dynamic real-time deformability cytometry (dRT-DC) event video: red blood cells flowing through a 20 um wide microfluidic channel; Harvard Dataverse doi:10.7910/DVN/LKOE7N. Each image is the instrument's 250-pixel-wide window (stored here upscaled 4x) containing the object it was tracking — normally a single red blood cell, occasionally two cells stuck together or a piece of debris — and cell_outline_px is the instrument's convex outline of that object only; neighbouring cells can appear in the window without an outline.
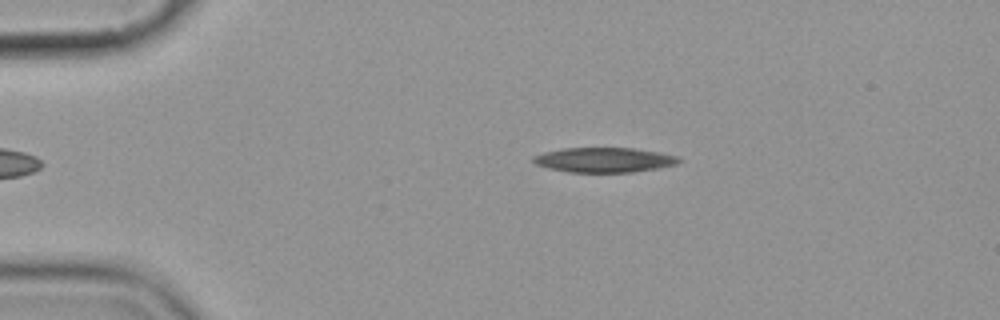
{"species": "common noctule bat (a hibernating species)", "species_latin": "Nyctalus noctula", "temperature_condition": "cold", "stored_images_in_passage": 6, "camera_frame_rate_fps": 3000, "um_per_image_px": 0.085, "animal": {"sex": "female", "body_mass_g": 19.9}, "frame": {"image": 1, "passage_image": 6, "time_ms": 6.667, "image_size_px": [1000, 320], "cell_outline_px": [[680, 160], [676, 164], [660, 168], [632, 172], [568, 172], [548, 168], [536, 164], [532, 160], [532, 156], [544, 152], [564, 148], [632, 148], [660, 152], [676, 156]], "centroid_in_image_um": [51.33, 13.59], "position_along_channel_um": 33.7, "area_um2": 20.98}}